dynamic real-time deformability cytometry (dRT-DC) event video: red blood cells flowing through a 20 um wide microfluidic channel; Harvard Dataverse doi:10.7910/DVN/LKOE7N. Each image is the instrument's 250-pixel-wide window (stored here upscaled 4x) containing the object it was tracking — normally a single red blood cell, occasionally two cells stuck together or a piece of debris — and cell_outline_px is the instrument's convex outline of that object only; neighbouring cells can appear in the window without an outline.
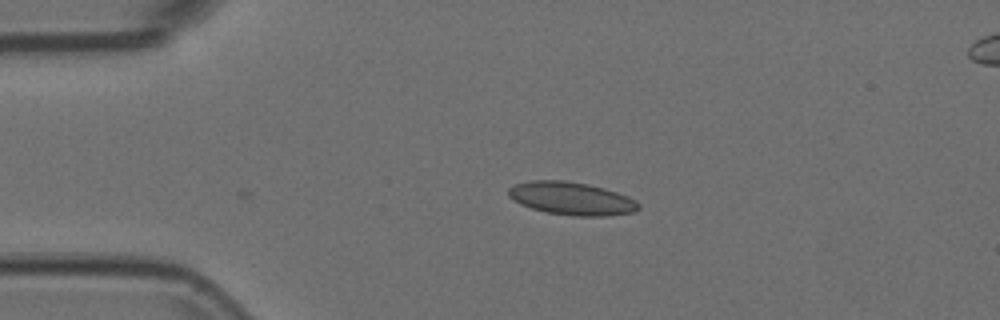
{"species": "Egyptian fruit bat (a non-hibernating species)", "species_latin": "Rousettus aegyptiacus", "temperature_condition": "room temperature", "stored_images_in_passage": 2, "camera_frame_rate_fps": 3000, "um_per_image_px": 0.085, "animal": {"sex": "female"}, "frame": {"image": 1, "passage_image": 1, "time_ms": 0.0, "image_size_px": [1000, 320], "cell_outline_px": [[640, 208], [636, 212], [604, 216], [576, 216], [548, 212], [532, 208], [520, 204], [512, 200], [508, 196], [508, 188], [516, 184], [528, 180], [564, 180], [588, 184], [604, 188], [616, 192], [636, 200], [640, 204]], "centroid_in_image_um": [48.58, 16.87], "position_along_channel_um": 36.4, "area_um2": 25.03}}